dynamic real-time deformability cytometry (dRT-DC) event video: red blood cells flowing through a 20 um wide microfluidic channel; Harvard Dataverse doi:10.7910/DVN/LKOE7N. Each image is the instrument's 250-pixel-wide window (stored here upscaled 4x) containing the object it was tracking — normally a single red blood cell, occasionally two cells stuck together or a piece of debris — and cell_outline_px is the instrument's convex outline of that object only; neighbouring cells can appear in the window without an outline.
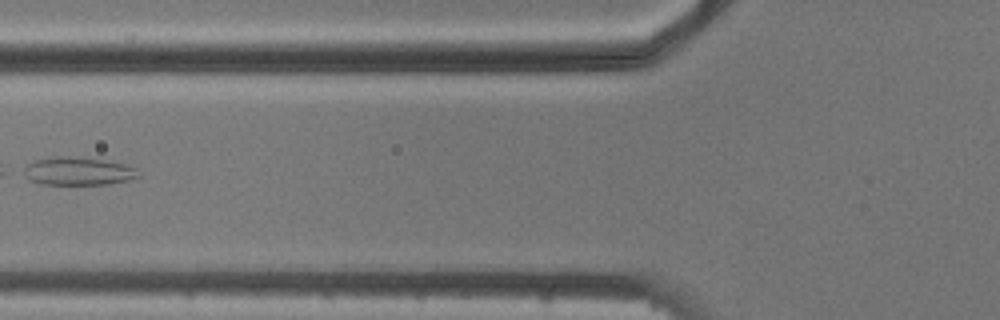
{"species": "common noctule bat (a hibernating species)", "species_latin": "Nyctalus noctula", "temperature_condition": "cold", "stored_images_in_passage": 9, "camera_frame_rate_fps": 3000, "um_per_image_px": 0.085, "animal": {"sex": "male", "body_mass_g": 20.5, "forearm_length_mm": 52.5}, "frame": {"image": 1, "passage_image": 8, "time_ms": 8.333, "image_size_px": [1000, 320], "cell_outline_px": [[140, 176], [128, 180], [108, 184], [40, 184], [28, 180], [16, 172], [32, 160], [52, 156], [76, 156], [108, 160], [124, 164], [136, 168]], "centroid_in_image_um": [6.51, 14.53], "position_along_channel_um": 119.3, "area_um2": 19.48}}